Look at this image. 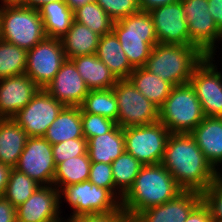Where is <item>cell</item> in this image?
I'll use <instances>...</instances> for the list:
<instances>
[{
    "label": "cell",
    "mask_w": 222,
    "mask_h": 222,
    "mask_svg": "<svg viewBox=\"0 0 222 222\" xmlns=\"http://www.w3.org/2000/svg\"><path fill=\"white\" fill-rule=\"evenodd\" d=\"M0 26L2 40L27 51L47 37L39 10L29 7L1 8Z\"/></svg>",
    "instance_id": "obj_6"
},
{
    "label": "cell",
    "mask_w": 222,
    "mask_h": 222,
    "mask_svg": "<svg viewBox=\"0 0 222 222\" xmlns=\"http://www.w3.org/2000/svg\"><path fill=\"white\" fill-rule=\"evenodd\" d=\"M28 137L12 118H0V163L14 168Z\"/></svg>",
    "instance_id": "obj_22"
},
{
    "label": "cell",
    "mask_w": 222,
    "mask_h": 222,
    "mask_svg": "<svg viewBox=\"0 0 222 222\" xmlns=\"http://www.w3.org/2000/svg\"><path fill=\"white\" fill-rule=\"evenodd\" d=\"M203 201L209 206L214 221H222V177H219L202 193Z\"/></svg>",
    "instance_id": "obj_39"
},
{
    "label": "cell",
    "mask_w": 222,
    "mask_h": 222,
    "mask_svg": "<svg viewBox=\"0 0 222 222\" xmlns=\"http://www.w3.org/2000/svg\"><path fill=\"white\" fill-rule=\"evenodd\" d=\"M33 179L12 168L4 197L16 208L24 203L39 187Z\"/></svg>",
    "instance_id": "obj_34"
},
{
    "label": "cell",
    "mask_w": 222,
    "mask_h": 222,
    "mask_svg": "<svg viewBox=\"0 0 222 222\" xmlns=\"http://www.w3.org/2000/svg\"><path fill=\"white\" fill-rule=\"evenodd\" d=\"M91 160L85 155L69 158L56 165L53 183L63 187L87 181L90 175Z\"/></svg>",
    "instance_id": "obj_30"
},
{
    "label": "cell",
    "mask_w": 222,
    "mask_h": 222,
    "mask_svg": "<svg viewBox=\"0 0 222 222\" xmlns=\"http://www.w3.org/2000/svg\"><path fill=\"white\" fill-rule=\"evenodd\" d=\"M39 89L26 74L0 79V118H13Z\"/></svg>",
    "instance_id": "obj_19"
},
{
    "label": "cell",
    "mask_w": 222,
    "mask_h": 222,
    "mask_svg": "<svg viewBox=\"0 0 222 222\" xmlns=\"http://www.w3.org/2000/svg\"><path fill=\"white\" fill-rule=\"evenodd\" d=\"M88 180L98 187L100 186L108 189L113 195H115L113 191L116 187L113 180L111 164H105L103 162H91Z\"/></svg>",
    "instance_id": "obj_38"
},
{
    "label": "cell",
    "mask_w": 222,
    "mask_h": 222,
    "mask_svg": "<svg viewBox=\"0 0 222 222\" xmlns=\"http://www.w3.org/2000/svg\"><path fill=\"white\" fill-rule=\"evenodd\" d=\"M129 80L148 100L160 108L174 87L171 83L150 73L144 67L134 68Z\"/></svg>",
    "instance_id": "obj_28"
},
{
    "label": "cell",
    "mask_w": 222,
    "mask_h": 222,
    "mask_svg": "<svg viewBox=\"0 0 222 222\" xmlns=\"http://www.w3.org/2000/svg\"><path fill=\"white\" fill-rule=\"evenodd\" d=\"M27 50L0 40V79L25 74Z\"/></svg>",
    "instance_id": "obj_33"
},
{
    "label": "cell",
    "mask_w": 222,
    "mask_h": 222,
    "mask_svg": "<svg viewBox=\"0 0 222 222\" xmlns=\"http://www.w3.org/2000/svg\"><path fill=\"white\" fill-rule=\"evenodd\" d=\"M208 10L222 32V0H208Z\"/></svg>",
    "instance_id": "obj_43"
},
{
    "label": "cell",
    "mask_w": 222,
    "mask_h": 222,
    "mask_svg": "<svg viewBox=\"0 0 222 222\" xmlns=\"http://www.w3.org/2000/svg\"><path fill=\"white\" fill-rule=\"evenodd\" d=\"M68 222H130V219L122 209L118 212L97 213L70 218Z\"/></svg>",
    "instance_id": "obj_40"
},
{
    "label": "cell",
    "mask_w": 222,
    "mask_h": 222,
    "mask_svg": "<svg viewBox=\"0 0 222 222\" xmlns=\"http://www.w3.org/2000/svg\"><path fill=\"white\" fill-rule=\"evenodd\" d=\"M205 55L193 45H155L144 66L150 73L173 86L187 84Z\"/></svg>",
    "instance_id": "obj_3"
},
{
    "label": "cell",
    "mask_w": 222,
    "mask_h": 222,
    "mask_svg": "<svg viewBox=\"0 0 222 222\" xmlns=\"http://www.w3.org/2000/svg\"><path fill=\"white\" fill-rule=\"evenodd\" d=\"M188 25L190 45L196 46L205 56H213L216 39L222 38L213 16L208 10V0H181Z\"/></svg>",
    "instance_id": "obj_10"
},
{
    "label": "cell",
    "mask_w": 222,
    "mask_h": 222,
    "mask_svg": "<svg viewBox=\"0 0 222 222\" xmlns=\"http://www.w3.org/2000/svg\"><path fill=\"white\" fill-rule=\"evenodd\" d=\"M82 133L86 140L109 132L116 122L101 115L86 113L81 110Z\"/></svg>",
    "instance_id": "obj_35"
},
{
    "label": "cell",
    "mask_w": 222,
    "mask_h": 222,
    "mask_svg": "<svg viewBox=\"0 0 222 222\" xmlns=\"http://www.w3.org/2000/svg\"><path fill=\"white\" fill-rule=\"evenodd\" d=\"M14 169L26 174L40 186L52 185L56 169L52 144L44 137H28Z\"/></svg>",
    "instance_id": "obj_13"
},
{
    "label": "cell",
    "mask_w": 222,
    "mask_h": 222,
    "mask_svg": "<svg viewBox=\"0 0 222 222\" xmlns=\"http://www.w3.org/2000/svg\"><path fill=\"white\" fill-rule=\"evenodd\" d=\"M61 40L46 37L27 51L25 74L39 88H45L66 60Z\"/></svg>",
    "instance_id": "obj_11"
},
{
    "label": "cell",
    "mask_w": 222,
    "mask_h": 222,
    "mask_svg": "<svg viewBox=\"0 0 222 222\" xmlns=\"http://www.w3.org/2000/svg\"><path fill=\"white\" fill-rule=\"evenodd\" d=\"M39 12L45 34L49 38L63 37L74 21L73 8L65 1L47 3L39 9Z\"/></svg>",
    "instance_id": "obj_27"
},
{
    "label": "cell",
    "mask_w": 222,
    "mask_h": 222,
    "mask_svg": "<svg viewBox=\"0 0 222 222\" xmlns=\"http://www.w3.org/2000/svg\"><path fill=\"white\" fill-rule=\"evenodd\" d=\"M4 3L3 7H25V0H2Z\"/></svg>",
    "instance_id": "obj_47"
},
{
    "label": "cell",
    "mask_w": 222,
    "mask_h": 222,
    "mask_svg": "<svg viewBox=\"0 0 222 222\" xmlns=\"http://www.w3.org/2000/svg\"><path fill=\"white\" fill-rule=\"evenodd\" d=\"M178 0H138L140 11L150 12L163 5L172 4Z\"/></svg>",
    "instance_id": "obj_44"
},
{
    "label": "cell",
    "mask_w": 222,
    "mask_h": 222,
    "mask_svg": "<svg viewBox=\"0 0 222 222\" xmlns=\"http://www.w3.org/2000/svg\"><path fill=\"white\" fill-rule=\"evenodd\" d=\"M212 57L205 58L196 66L189 83L194 88L207 117H222V75L211 63Z\"/></svg>",
    "instance_id": "obj_14"
},
{
    "label": "cell",
    "mask_w": 222,
    "mask_h": 222,
    "mask_svg": "<svg viewBox=\"0 0 222 222\" xmlns=\"http://www.w3.org/2000/svg\"><path fill=\"white\" fill-rule=\"evenodd\" d=\"M82 76L89 90L112 88L117 79L97 54L83 55L70 59Z\"/></svg>",
    "instance_id": "obj_24"
},
{
    "label": "cell",
    "mask_w": 222,
    "mask_h": 222,
    "mask_svg": "<svg viewBox=\"0 0 222 222\" xmlns=\"http://www.w3.org/2000/svg\"><path fill=\"white\" fill-rule=\"evenodd\" d=\"M158 43L190 45L187 21L181 0L151 10Z\"/></svg>",
    "instance_id": "obj_15"
},
{
    "label": "cell",
    "mask_w": 222,
    "mask_h": 222,
    "mask_svg": "<svg viewBox=\"0 0 222 222\" xmlns=\"http://www.w3.org/2000/svg\"><path fill=\"white\" fill-rule=\"evenodd\" d=\"M60 194L59 189L51 185L39 186L17 207V222H61L58 217Z\"/></svg>",
    "instance_id": "obj_16"
},
{
    "label": "cell",
    "mask_w": 222,
    "mask_h": 222,
    "mask_svg": "<svg viewBox=\"0 0 222 222\" xmlns=\"http://www.w3.org/2000/svg\"><path fill=\"white\" fill-rule=\"evenodd\" d=\"M182 191L161 163L143 165L132 187L122 197L121 209L131 220L150 207L174 199Z\"/></svg>",
    "instance_id": "obj_2"
},
{
    "label": "cell",
    "mask_w": 222,
    "mask_h": 222,
    "mask_svg": "<svg viewBox=\"0 0 222 222\" xmlns=\"http://www.w3.org/2000/svg\"><path fill=\"white\" fill-rule=\"evenodd\" d=\"M70 7L74 8L77 5L84 4L86 2H91L93 0H64Z\"/></svg>",
    "instance_id": "obj_48"
},
{
    "label": "cell",
    "mask_w": 222,
    "mask_h": 222,
    "mask_svg": "<svg viewBox=\"0 0 222 222\" xmlns=\"http://www.w3.org/2000/svg\"><path fill=\"white\" fill-rule=\"evenodd\" d=\"M79 107L83 112L101 115L117 122V98L112 88L89 90Z\"/></svg>",
    "instance_id": "obj_31"
},
{
    "label": "cell",
    "mask_w": 222,
    "mask_h": 222,
    "mask_svg": "<svg viewBox=\"0 0 222 222\" xmlns=\"http://www.w3.org/2000/svg\"><path fill=\"white\" fill-rule=\"evenodd\" d=\"M204 118L201 103L190 83L174 86L159 108V122L170 133H191Z\"/></svg>",
    "instance_id": "obj_5"
},
{
    "label": "cell",
    "mask_w": 222,
    "mask_h": 222,
    "mask_svg": "<svg viewBox=\"0 0 222 222\" xmlns=\"http://www.w3.org/2000/svg\"><path fill=\"white\" fill-rule=\"evenodd\" d=\"M43 137L52 145L68 139L84 138L80 107L65 106L57 118L50 124Z\"/></svg>",
    "instance_id": "obj_25"
},
{
    "label": "cell",
    "mask_w": 222,
    "mask_h": 222,
    "mask_svg": "<svg viewBox=\"0 0 222 222\" xmlns=\"http://www.w3.org/2000/svg\"><path fill=\"white\" fill-rule=\"evenodd\" d=\"M111 166L115 186L122 192L120 194V200H122V197L132 187L143 164L131 154L124 152L111 163Z\"/></svg>",
    "instance_id": "obj_32"
},
{
    "label": "cell",
    "mask_w": 222,
    "mask_h": 222,
    "mask_svg": "<svg viewBox=\"0 0 222 222\" xmlns=\"http://www.w3.org/2000/svg\"><path fill=\"white\" fill-rule=\"evenodd\" d=\"M171 133L161 123L123 128L125 152L143 165L160 164Z\"/></svg>",
    "instance_id": "obj_8"
},
{
    "label": "cell",
    "mask_w": 222,
    "mask_h": 222,
    "mask_svg": "<svg viewBox=\"0 0 222 222\" xmlns=\"http://www.w3.org/2000/svg\"><path fill=\"white\" fill-rule=\"evenodd\" d=\"M161 164L183 191L202 194L220 177L190 133L169 135Z\"/></svg>",
    "instance_id": "obj_1"
},
{
    "label": "cell",
    "mask_w": 222,
    "mask_h": 222,
    "mask_svg": "<svg viewBox=\"0 0 222 222\" xmlns=\"http://www.w3.org/2000/svg\"><path fill=\"white\" fill-rule=\"evenodd\" d=\"M87 152L91 162L111 164L125 152L123 128L116 124L109 132L89 138Z\"/></svg>",
    "instance_id": "obj_21"
},
{
    "label": "cell",
    "mask_w": 222,
    "mask_h": 222,
    "mask_svg": "<svg viewBox=\"0 0 222 222\" xmlns=\"http://www.w3.org/2000/svg\"><path fill=\"white\" fill-rule=\"evenodd\" d=\"M112 89L117 98L118 126L128 128L159 121V108L140 93L129 79L117 80Z\"/></svg>",
    "instance_id": "obj_7"
},
{
    "label": "cell",
    "mask_w": 222,
    "mask_h": 222,
    "mask_svg": "<svg viewBox=\"0 0 222 222\" xmlns=\"http://www.w3.org/2000/svg\"><path fill=\"white\" fill-rule=\"evenodd\" d=\"M202 200L197 191H182L174 199L140 212L130 222H185Z\"/></svg>",
    "instance_id": "obj_18"
},
{
    "label": "cell",
    "mask_w": 222,
    "mask_h": 222,
    "mask_svg": "<svg viewBox=\"0 0 222 222\" xmlns=\"http://www.w3.org/2000/svg\"><path fill=\"white\" fill-rule=\"evenodd\" d=\"M73 18L100 36L111 33L113 29L114 21L95 0L74 7Z\"/></svg>",
    "instance_id": "obj_29"
},
{
    "label": "cell",
    "mask_w": 222,
    "mask_h": 222,
    "mask_svg": "<svg viewBox=\"0 0 222 222\" xmlns=\"http://www.w3.org/2000/svg\"><path fill=\"white\" fill-rule=\"evenodd\" d=\"M62 188L59 191L64 193L66 200L74 208L71 218L118 212L121 209V203L116 201L115 196L108 189L98 187L89 180Z\"/></svg>",
    "instance_id": "obj_9"
},
{
    "label": "cell",
    "mask_w": 222,
    "mask_h": 222,
    "mask_svg": "<svg viewBox=\"0 0 222 222\" xmlns=\"http://www.w3.org/2000/svg\"><path fill=\"white\" fill-rule=\"evenodd\" d=\"M56 1H64V0H25V7L39 10L43 5Z\"/></svg>",
    "instance_id": "obj_46"
},
{
    "label": "cell",
    "mask_w": 222,
    "mask_h": 222,
    "mask_svg": "<svg viewBox=\"0 0 222 222\" xmlns=\"http://www.w3.org/2000/svg\"><path fill=\"white\" fill-rule=\"evenodd\" d=\"M64 107V104L40 88L32 100L12 119L29 137H43Z\"/></svg>",
    "instance_id": "obj_12"
},
{
    "label": "cell",
    "mask_w": 222,
    "mask_h": 222,
    "mask_svg": "<svg viewBox=\"0 0 222 222\" xmlns=\"http://www.w3.org/2000/svg\"><path fill=\"white\" fill-rule=\"evenodd\" d=\"M55 165L72 157L87 153V140L85 138L68 139L64 142L52 145Z\"/></svg>",
    "instance_id": "obj_36"
},
{
    "label": "cell",
    "mask_w": 222,
    "mask_h": 222,
    "mask_svg": "<svg viewBox=\"0 0 222 222\" xmlns=\"http://www.w3.org/2000/svg\"><path fill=\"white\" fill-rule=\"evenodd\" d=\"M116 22L140 11L138 0H95Z\"/></svg>",
    "instance_id": "obj_37"
},
{
    "label": "cell",
    "mask_w": 222,
    "mask_h": 222,
    "mask_svg": "<svg viewBox=\"0 0 222 222\" xmlns=\"http://www.w3.org/2000/svg\"><path fill=\"white\" fill-rule=\"evenodd\" d=\"M185 222H214L209 206L202 200L189 214Z\"/></svg>",
    "instance_id": "obj_41"
},
{
    "label": "cell",
    "mask_w": 222,
    "mask_h": 222,
    "mask_svg": "<svg viewBox=\"0 0 222 222\" xmlns=\"http://www.w3.org/2000/svg\"><path fill=\"white\" fill-rule=\"evenodd\" d=\"M0 222H17V208L4 196L0 197Z\"/></svg>",
    "instance_id": "obj_42"
},
{
    "label": "cell",
    "mask_w": 222,
    "mask_h": 222,
    "mask_svg": "<svg viewBox=\"0 0 222 222\" xmlns=\"http://www.w3.org/2000/svg\"><path fill=\"white\" fill-rule=\"evenodd\" d=\"M11 169L10 166L0 163V197L5 194Z\"/></svg>",
    "instance_id": "obj_45"
},
{
    "label": "cell",
    "mask_w": 222,
    "mask_h": 222,
    "mask_svg": "<svg viewBox=\"0 0 222 222\" xmlns=\"http://www.w3.org/2000/svg\"><path fill=\"white\" fill-rule=\"evenodd\" d=\"M112 32L134 68L144 67L153 47L158 44L149 12L139 11L114 22Z\"/></svg>",
    "instance_id": "obj_4"
},
{
    "label": "cell",
    "mask_w": 222,
    "mask_h": 222,
    "mask_svg": "<svg viewBox=\"0 0 222 222\" xmlns=\"http://www.w3.org/2000/svg\"><path fill=\"white\" fill-rule=\"evenodd\" d=\"M100 35L89 27L73 21L67 33L60 38L67 59L95 54L98 49Z\"/></svg>",
    "instance_id": "obj_26"
},
{
    "label": "cell",
    "mask_w": 222,
    "mask_h": 222,
    "mask_svg": "<svg viewBox=\"0 0 222 222\" xmlns=\"http://www.w3.org/2000/svg\"><path fill=\"white\" fill-rule=\"evenodd\" d=\"M44 89L65 106H80L89 92L82 76L70 59L65 60Z\"/></svg>",
    "instance_id": "obj_17"
},
{
    "label": "cell",
    "mask_w": 222,
    "mask_h": 222,
    "mask_svg": "<svg viewBox=\"0 0 222 222\" xmlns=\"http://www.w3.org/2000/svg\"><path fill=\"white\" fill-rule=\"evenodd\" d=\"M214 169L222 162V117H207L190 133Z\"/></svg>",
    "instance_id": "obj_20"
},
{
    "label": "cell",
    "mask_w": 222,
    "mask_h": 222,
    "mask_svg": "<svg viewBox=\"0 0 222 222\" xmlns=\"http://www.w3.org/2000/svg\"><path fill=\"white\" fill-rule=\"evenodd\" d=\"M96 54L117 80L129 79L134 67L113 32L100 37Z\"/></svg>",
    "instance_id": "obj_23"
}]
</instances>
